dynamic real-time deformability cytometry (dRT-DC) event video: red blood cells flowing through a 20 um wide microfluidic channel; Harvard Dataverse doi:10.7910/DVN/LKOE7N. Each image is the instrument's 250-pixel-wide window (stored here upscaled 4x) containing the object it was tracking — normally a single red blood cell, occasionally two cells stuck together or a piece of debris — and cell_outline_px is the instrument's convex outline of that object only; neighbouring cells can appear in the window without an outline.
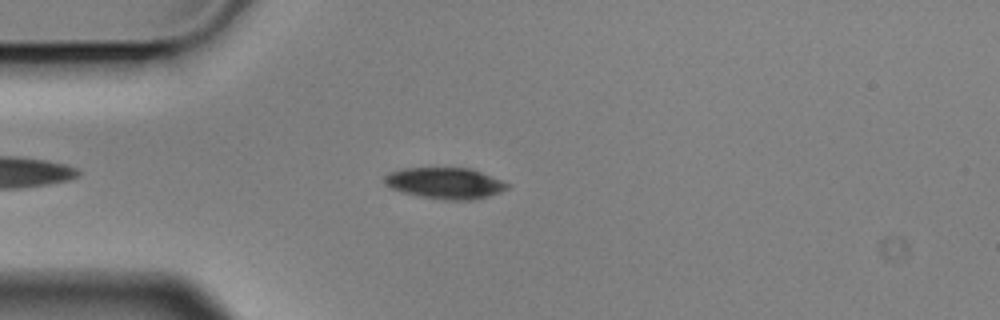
{"species": "Egyptian fruit bat (a non-hibernating species)", "species_latin": "Rousettus aegyptiacus", "temperature_condition": "cold", "stored_images_in_passage": 2, "camera_frame_rate_fps": 3000, "um_per_image_px": 0.085, "animal": {"sex": "male"}, "frame": {"image": 1, "passage_image": 2, "time_ms": 0.333, "image_size_px": [1000, 320], "cell_outline_px": [[512, 184], [508, 188], [500, 192], [488, 196], [472, 200], [444, 200], [420, 196], [404, 192], [392, 188], [384, 184], [384, 176], [388, 172], [400, 168], [472, 168]], "centroid_in_image_um": [37.85, 15.56], "position_along_channel_um": 47.2, "area_um2": 22.48}}